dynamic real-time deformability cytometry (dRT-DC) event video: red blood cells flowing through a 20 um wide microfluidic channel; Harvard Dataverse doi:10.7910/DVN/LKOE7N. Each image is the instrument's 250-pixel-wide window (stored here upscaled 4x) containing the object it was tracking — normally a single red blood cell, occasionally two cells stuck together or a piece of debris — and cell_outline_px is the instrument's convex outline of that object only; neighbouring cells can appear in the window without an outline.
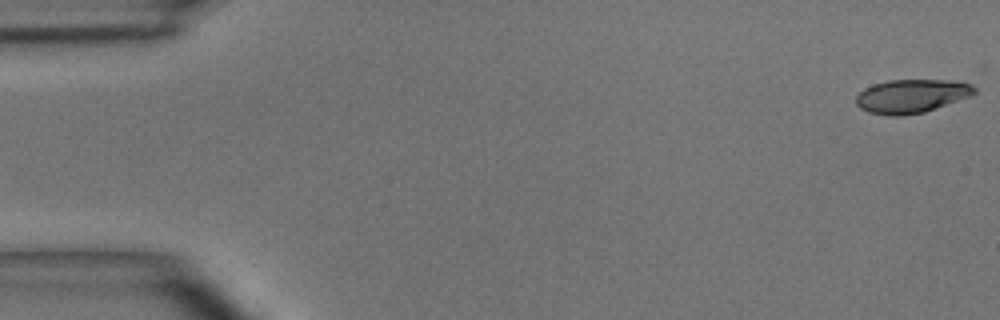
{"species": "common noctule bat (a hibernating species)", "species_latin": "Nyctalus noctula", "temperature_condition": "room temperature", "stored_images_in_passage": 54, "camera_frame_rate_fps": 3000, "um_per_image_px": 0.085, "animal": {"sex": "male", "body_mass_g": 15.6}, "frame": {"image": 1, "passage_image": 1, "time_ms": 0.0, "image_size_px": [1000, 320], "cell_outline_px": [[976, 92], [972, 96], [924, 112], [900, 116], [892, 116], [868, 112], [860, 108], [856, 104], [856, 96], [864, 88], [872, 84], [888, 80], [976, 80]], "centroid_in_image_um": [77.58, 8.14], "position_along_channel_um": 7.4, "area_um2": 23.81}}
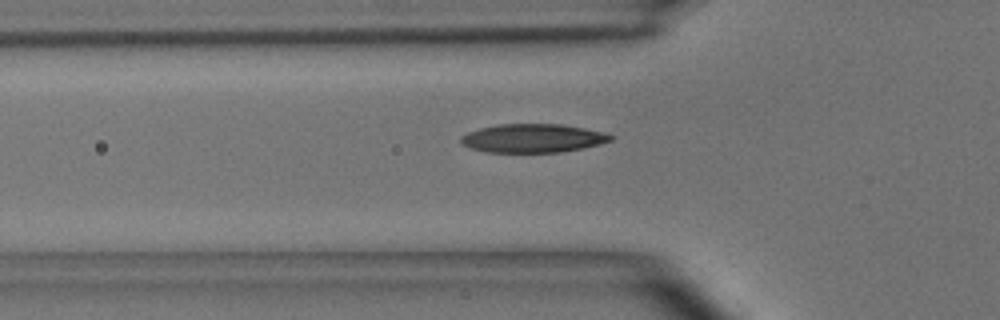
{"frame": {"image": 2, "passage_image": 18, "time_ms": 5.667, "image_size_px": [1000, 320], "cell_outline_px": [[616, 136], [612, 140], [600, 144], [584, 148], [560, 152], [484, 152], [460, 144], [460, 136], [468, 132], [480, 128], [500, 124], [560, 124], [584, 128], [604, 132]], "centroid_in_image_um": [45.3, 11.75], "position_along_channel_um": 80.5, "area_um2": 25.09}}
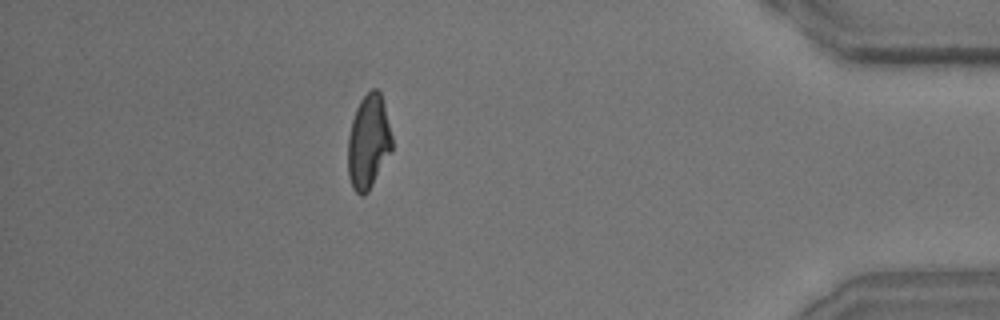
{"frame": {"image": 3, "passage_image": 48, "time_ms": 15.667, "image_size_px": [1000, 320], "cell_outline_px": [[392, 148], [368, 192], [364, 196], [360, 196], [352, 188], [348, 176], [348, 136], [352, 120], [356, 108], [360, 100], [372, 88], [376, 88], [380, 92], [384, 104], [392, 136]], "centroid_in_image_um": [31.3, 12.06], "position_along_channel_um": 403.9, "area_um2": 24.04}, "authors_computed_cell_mechanics": {"area_um2": 24.5361, "velocity_mm_per_s": 3.6788, "shape_relaxation_time_tau1_ms": 4.345, "shape_relaxation_time_tau2_ms": 1.5455, "deformation_change_tau1": 0.1749, "deformation_change_tau2": 0.0839}}